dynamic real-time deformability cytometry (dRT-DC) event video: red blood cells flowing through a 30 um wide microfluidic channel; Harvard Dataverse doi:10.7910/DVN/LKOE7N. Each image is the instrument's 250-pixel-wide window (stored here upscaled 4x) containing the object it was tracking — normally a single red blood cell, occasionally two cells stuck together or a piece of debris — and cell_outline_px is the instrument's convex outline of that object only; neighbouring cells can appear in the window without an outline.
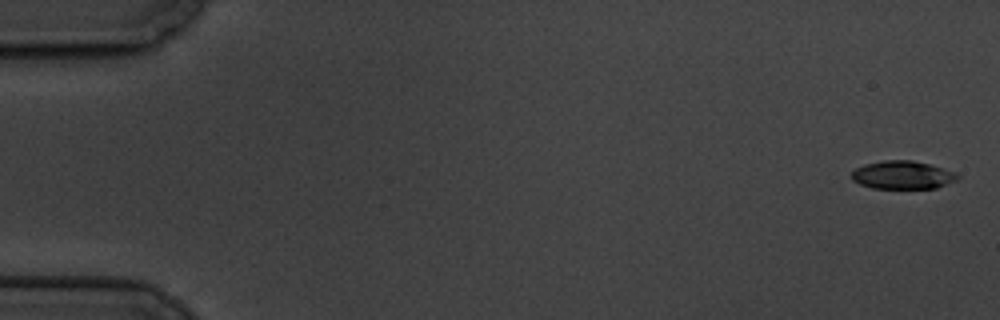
{"species": "common noctule bat (a hibernating species)", "species_latin": "Nyctalus noctula", "temperature_condition": "cold", "stored_images_in_passage": 6, "camera_frame_rate_fps": 3000, "um_per_image_px": 0.085, "animal": {"sex": "male", "body_mass_g": 19.5, "forearm_length_mm": 54.6}, "frame": {"image": 1, "passage_image": 1, "time_ms": 0.0, "image_size_px": [1000, 320], "cell_outline_px": [[960, 176], [956, 180], [936, 188], [872, 188], [860, 184], [852, 180], [852, 172], [856, 168], [864, 164], [884, 160], [912, 160], [928, 164], [956, 172]], "centroid_in_image_um": [76.71, 14.87], "position_along_channel_um": 8.3, "area_um2": 17.28}}